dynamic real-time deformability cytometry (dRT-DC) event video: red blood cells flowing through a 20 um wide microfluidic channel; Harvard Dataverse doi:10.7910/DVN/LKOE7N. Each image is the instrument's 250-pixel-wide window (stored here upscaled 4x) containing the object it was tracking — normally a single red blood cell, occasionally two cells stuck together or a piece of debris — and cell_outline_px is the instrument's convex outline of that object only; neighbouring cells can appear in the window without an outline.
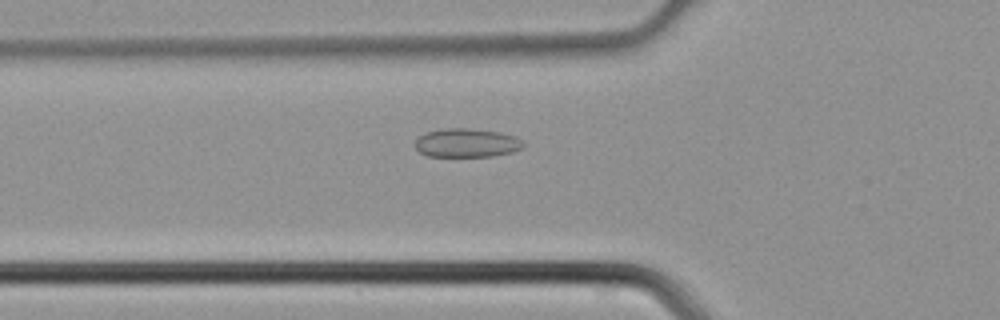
{"species": "common noctule bat (a hibernating species)", "species_latin": "Nyctalus noctula", "temperature_condition": "cold", "stored_images_in_passage": 34, "camera_frame_rate_fps": 3000, "um_per_image_px": 0.085, "animal": {"sex": "male", "body_mass_g": 21.5, "forearm_length_mm": 52.0}, "frame": {"image": 1, "passage_image": 7, "time_ms": 2.0, "image_size_px": [1000, 320], "cell_outline_px": [[524, 148], [512, 152], [492, 156], [428, 156], [420, 152], [416, 148], [416, 140], [424, 132], [440, 128], [472, 128], [500, 132], [516, 136], [524, 140]], "centroid_in_image_um": [39.71, 12.13], "position_along_channel_um": 86.1, "area_um2": 18.38}}
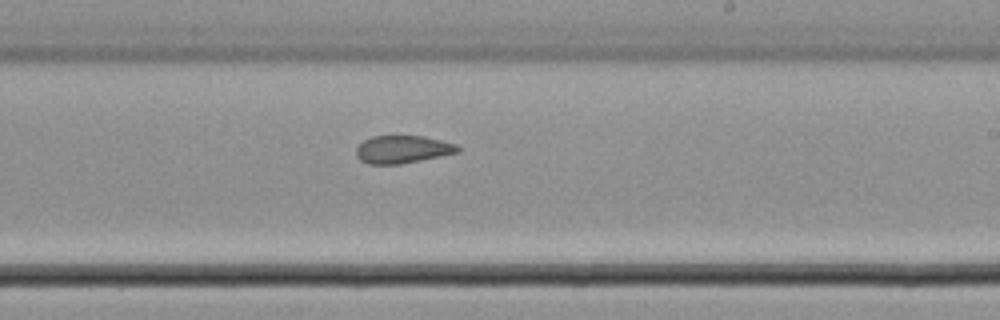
{"frame": {"image": 2, "passage_image": 18, "time_ms": 5.667, "image_size_px": [1000, 320], "cell_outline_px": [[460, 152], [400, 164], [368, 164], [360, 160], [356, 156], [356, 148], [364, 140], [372, 136], [424, 136], [456, 144], [460, 148]], "centroid_in_image_um": [34.21, 12.7], "position_along_channel_um": 254.8, "area_um2": 16.36}}
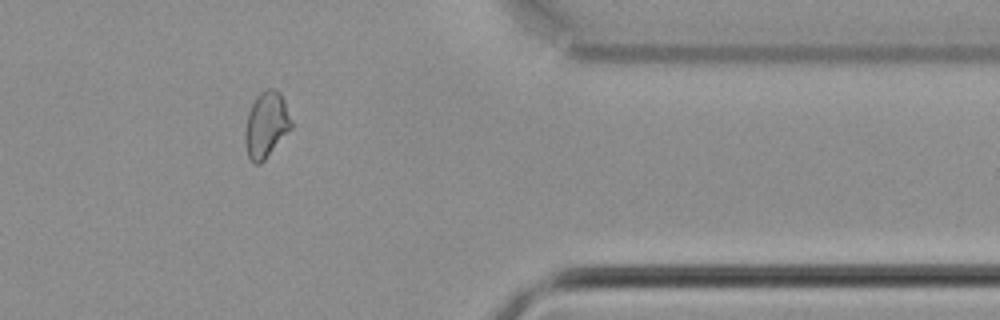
{"frame": {"image": 3, "passage_image": 28, "time_ms": 9.0, "image_size_px": [1000, 320], "cell_outline_px": [[292, 128], [264, 160], [260, 164], [256, 164], [248, 156], [244, 144], [244, 132], [248, 112], [256, 96], [260, 92], [268, 88], [276, 88], [280, 92], [284, 100], [292, 124]], "centroid_in_image_um": [22.61, 10.59], "position_along_channel_um": 388.8, "area_um2": 17.74}}